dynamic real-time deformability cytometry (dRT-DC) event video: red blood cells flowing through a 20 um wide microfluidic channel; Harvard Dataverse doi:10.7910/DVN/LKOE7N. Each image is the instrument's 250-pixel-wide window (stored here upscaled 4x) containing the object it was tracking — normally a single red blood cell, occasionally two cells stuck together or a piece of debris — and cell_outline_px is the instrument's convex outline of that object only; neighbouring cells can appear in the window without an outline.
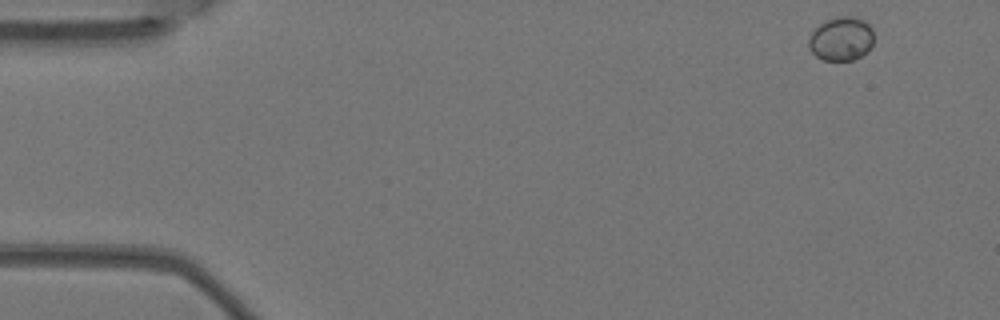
{"species": "Egyptian fruit bat (a non-hibernating species)", "species_latin": "Rousettus aegyptiacus", "temperature_condition": "warm", "stored_images_in_passage": 5, "camera_frame_rate_fps": 3000, "um_per_image_px": 0.085, "animal": {"sex": "female"}, "frame": {"image": 1, "passage_image": 1, "time_ms": 0.0, "image_size_px": [1000, 320], "cell_outline_px": [[872, 44], [860, 56], [852, 60], [824, 60], [816, 56], [808, 48], [808, 40], [812, 32], [824, 20], [836, 16], [856, 16], [864, 20], [872, 28]], "centroid_in_image_um": [71.47, 3.27], "position_along_channel_um": 13.5, "area_um2": 16.59}}
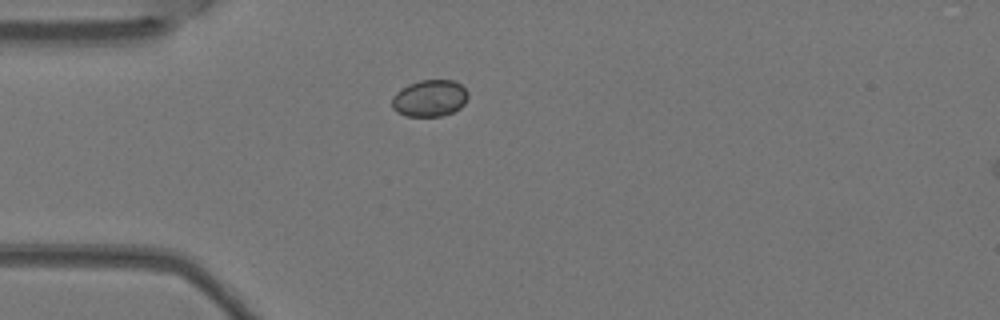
{"frame": {"image": 2, "passage_image": 4, "time_ms": 1.0, "image_size_px": [1000, 320], "cell_outline_px": [[468, 96], [464, 104], [460, 108], [452, 112], [440, 116], [404, 116], [396, 112], [392, 108], [392, 96], [400, 88], [408, 84], [420, 80], [452, 80], [460, 84], [468, 92]], "centroid_in_image_um": [36.49, 8.35], "position_along_channel_um": 48.5, "area_um2": 16.42}}